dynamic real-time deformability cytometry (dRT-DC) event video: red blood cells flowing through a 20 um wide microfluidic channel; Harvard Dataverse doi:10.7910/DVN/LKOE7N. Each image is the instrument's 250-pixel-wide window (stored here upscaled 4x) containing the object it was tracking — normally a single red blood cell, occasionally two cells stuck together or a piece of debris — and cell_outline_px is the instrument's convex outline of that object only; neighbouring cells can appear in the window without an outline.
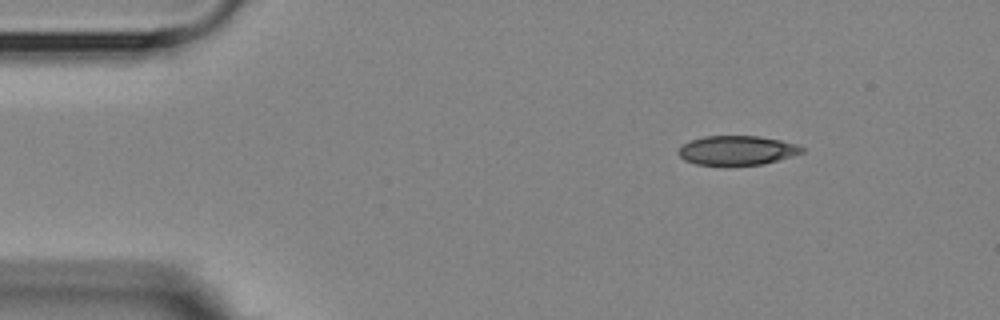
{"species": "Egyptian fruit bat (a non-hibernating species)", "species_latin": "Rousettus aegyptiacus", "temperature_condition": "room temperature", "stored_images_in_passage": 6, "camera_frame_rate_fps": 3000, "um_per_image_px": 0.085, "animal": {"sex": "female"}, "frame": {"image": 1, "passage_image": 6, "time_ms": 6.0, "image_size_px": [1000, 320], "cell_outline_px": [[804, 152], [792, 156], [764, 164], [728, 168], [696, 164], [684, 160], [676, 152], [684, 144], [692, 140], [704, 136], [760, 136], [780, 140], [796, 144], [804, 148]], "centroid_in_image_um": [62.63, 12.83], "position_along_channel_um": 22.4, "area_um2": 21.79}}